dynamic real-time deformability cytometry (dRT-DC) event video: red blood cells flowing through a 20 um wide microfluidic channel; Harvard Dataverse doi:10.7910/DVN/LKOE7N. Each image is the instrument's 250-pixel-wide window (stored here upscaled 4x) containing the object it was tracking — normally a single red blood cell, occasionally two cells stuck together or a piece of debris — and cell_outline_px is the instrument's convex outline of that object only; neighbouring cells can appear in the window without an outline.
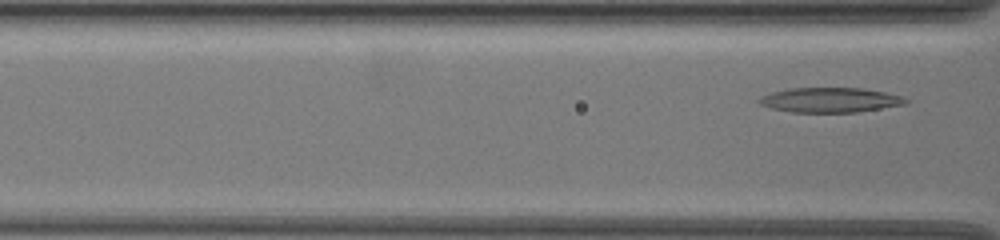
{"species": "common noctule bat (a hibernating species)", "species_latin": "Nyctalus noctula", "temperature_condition": "warm", "stored_images_in_passage": 27, "camera_frame_rate_fps": 3000, "um_per_image_px": 0.085, "animal": {"sex": "female", "body_mass_g": 19.5, "forearm_length_mm": 54.1}, "frame": {"image": 1, "passage_image": 27, "time_ms": 8.667, "image_size_px": [1000, 240], "cell_outline_px": [[908, 104], [856, 112], [792, 112], [772, 108], [760, 104], [756, 100], [760, 96], [772, 92], [792, 88], [860, 88], [884, 92], [900, 96], [908, 100]], "centroid_in_image_um": [70.54, 8.5], "position_along_channel_um": 96.1, "area_um2": 21.04}}